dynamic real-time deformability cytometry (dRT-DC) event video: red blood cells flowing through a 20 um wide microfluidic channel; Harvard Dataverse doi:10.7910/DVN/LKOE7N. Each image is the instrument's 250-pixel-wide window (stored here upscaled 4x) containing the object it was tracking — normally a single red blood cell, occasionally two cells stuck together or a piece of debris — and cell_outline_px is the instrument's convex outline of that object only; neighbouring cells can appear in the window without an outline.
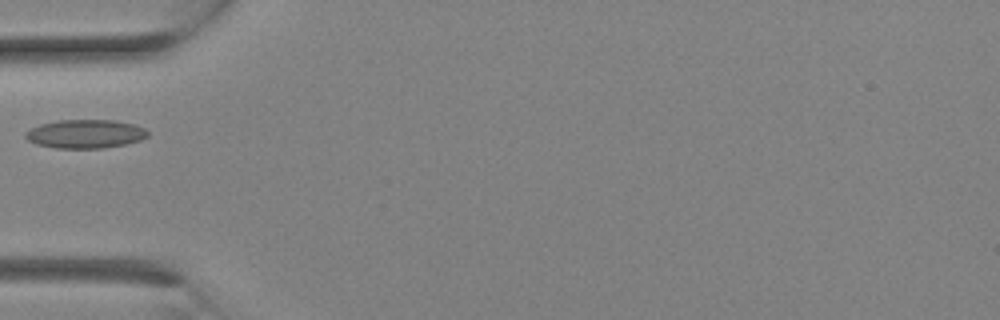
{"species": "Egyptian fruit bat (a non-hibernating species)", "species_latin": "Rousettus aegyptiacus", "temperature_condition": "room temperature", "stored_images_in_passage": 11, "camera_frame_rate_fps": 3000, "um_per_image_px": 0.085, "animal": {"sex": "female"}, "frame": {"image": 1, "passage_image": 7, "time_ms": 2.0, "image_size_px": [1000, 320], "cell_outline_px": [[148, 136], [140, 140], [124, 144], [100, 148], [56, 148], [36, 144], [28, 140], [24, 136], [24, 132], [40, 124], [56, 120], [112, 120], [132, 124], [144, 128], [148, 132]], "centroid_in_image_um": [7.21, 11.38], "position_along_channel_um": 77.8, "area_um2": 20.29}}
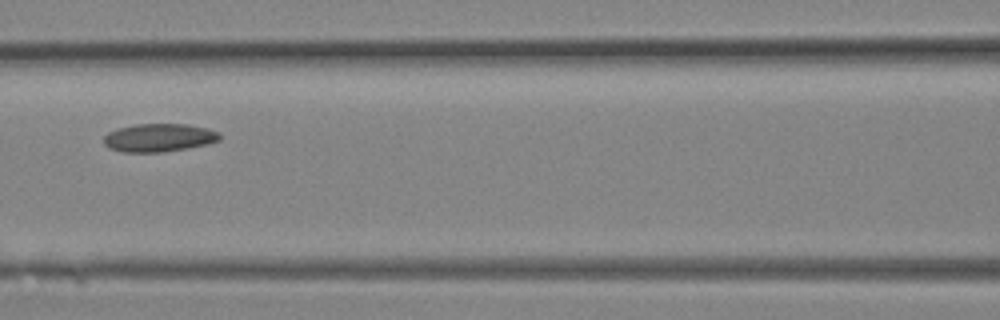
{"frame": {"image": 2, "passage_image": 10, "time_ms": 3.0, "image_size_px": [1000, 320], "cell_outline_px": [[220, 140], [208, 144], [188, 148], [164, 152], [124, 152], [108, 148], [104, 144], [104, 136], [108, 132], [120, 128], [136, 124], [188, 124], [208, 128], [220, 132]], "centroid_in_image_um": [13.54, 11.7], "position_along_channel_um": 153.1, "area_um2": 19.13}}